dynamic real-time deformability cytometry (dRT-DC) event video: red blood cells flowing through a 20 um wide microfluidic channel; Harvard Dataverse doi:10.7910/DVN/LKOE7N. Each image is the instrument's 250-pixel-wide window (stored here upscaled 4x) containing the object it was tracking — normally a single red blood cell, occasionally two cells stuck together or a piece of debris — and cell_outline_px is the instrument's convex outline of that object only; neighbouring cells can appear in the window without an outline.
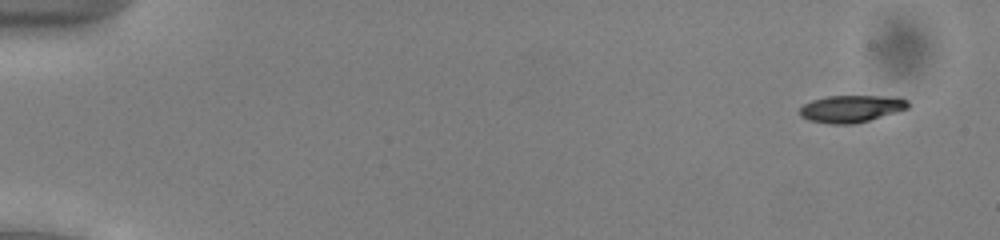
{"species": "common noctule bat (a hibernating species)", "species_latin": "Nyctalus noctula", "temperature_condition": "cold", "stored_images_in_passage": 51, "camera_frame_rate_fps": 3000, "um_per_image_px": 0.085, "animal": {"sex": "male", "body_mass_g": 13.0, "forearm_length_mm": 53.1}, "frame": {"image": 1, "passage_image": 1, "time_ms": 0.0, "image_size_px": [1000, 240], "cell_outline_px": [[908, 108], [896, 112], [868, 120], [852, 124], [828, 124], [808, 120], [800, 116], [800, 108], [804, 104], [812, 100], [828, 96], [900, 96], [908, 100]], "centroid_in_image_um": [72.36, 9.23], "position_along_channel_um": 12.6, "area_um2": 17.17}}
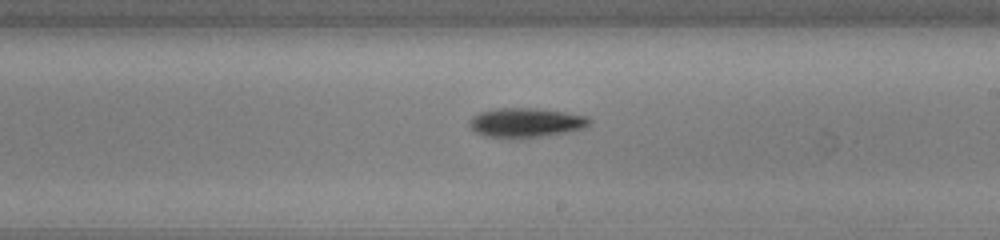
{"frame": {"image": 2, "passage_image": 30, "time_ms": 9.667, "image_size_px": [1000, 240], "cell_outline_px": [[592, 120], [584, 128], [564, 132], [520, 140], [516, 140], [484, 136], [476, 132], [468, 124], [472, 116], [480, 112], [500, 108], [532, 108], [564, 112], [588, 116]], "centroid_in_image_um": [44.67, 10.45], "position_along_channel_um": 244.3, "area_um2": 20.75}}
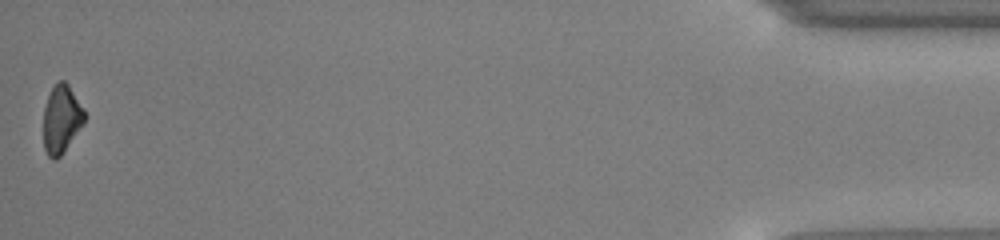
{"frame": {"image": 3, "passage_image": 51, "time_ms": 16.667, "image_size_px": [1000, 240], "cell_outline_px": [[88, 116], [84, 124], [64, 152], [56, 160], [52, 160], [48, 156], [44, 148], [44, 108], [48, 96], [52, 88], [60, 80], [64, 80], [68, 84], [84, 108]], "centroid_in_image_um": [5.26, 10.15], "position_along_channel_um": 429.9, "area_um2": 16.53}, "authors_computed_cell_mechanics": {"area_um2": 18.6116, "velocity_mm_per_s": 3.9142, "shape_relaxation_time_tau1_ms": 2.0442, "shape_relaxation_time_tau2_ms": null, "deformation_change_tau1": 0.095, "deformation_change_tau2": null}}